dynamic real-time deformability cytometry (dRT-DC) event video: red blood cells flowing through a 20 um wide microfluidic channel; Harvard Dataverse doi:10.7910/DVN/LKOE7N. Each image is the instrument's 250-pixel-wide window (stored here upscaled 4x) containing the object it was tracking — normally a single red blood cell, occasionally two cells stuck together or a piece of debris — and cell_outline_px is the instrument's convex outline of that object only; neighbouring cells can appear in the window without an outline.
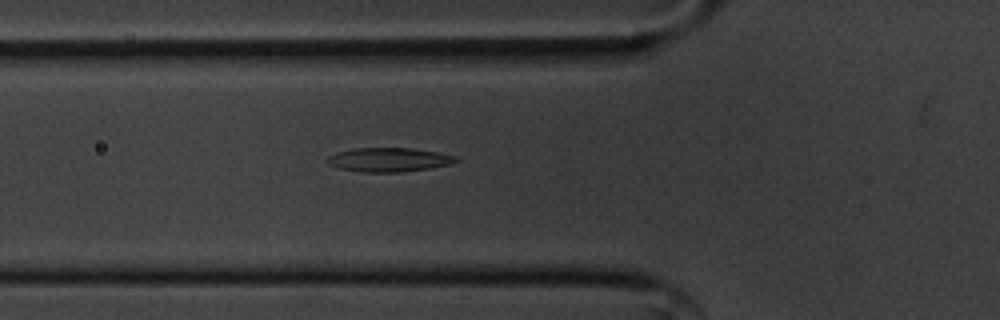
{"species": "common noctule bat (a hibernating species)", "species_latin": "Nyctalus noctula", "temperature_condition": "cold", "stored_images_in_passage": 41, "camera_frame_rate_fps": 3000, "um_per_image_px": 0.085, "animal": {"sex": "male", "body_mass_g": 20.1, "forearm_length_mm": 53.5}, "frame": {"image": 1, "passage_image": 5, "time_ms": 1.333, "image_size_px": [1000, 320], "cell_outline_px": [[460, 160], [452, 164], [432, 168], [400, 172], [360, 172], [340, 168], [328, 164], [328, 156], [336, 152], [356, 148], [412, 148], [436, 152], [456, 156]], "centroid_in_image_um": [33.09, 13.58], "position_along_channel_um": 92.7, "area_um2": 18.03}}
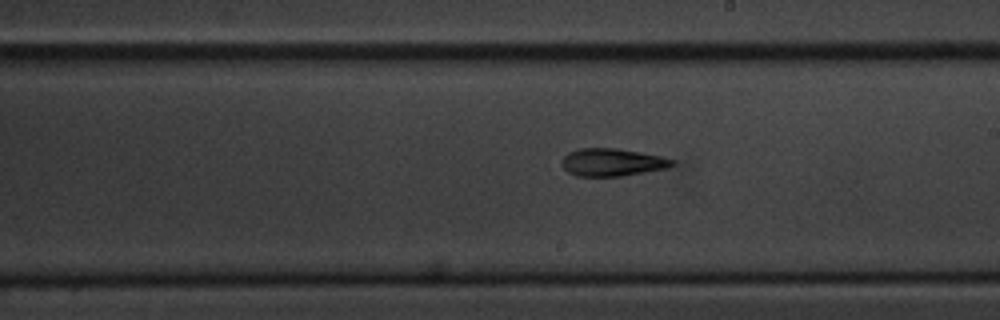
{"frame": {"image": 2, "passage_image": 17, "time_ms": 5.333, "image_size_px": [1000, 320], "cell_outline_px": [[676, 164], [668, 168], [620, 176], [576, 176], [568, 172], [564, 168], [564, 156], [568, 152], [580, 148], [616, 148], [640, 152], [660, 156], [676, 160]], "centroid_in_image_um": [52.08, 13.79], "position_along_channel_um": 236.9, "area_um2": 17.69}}
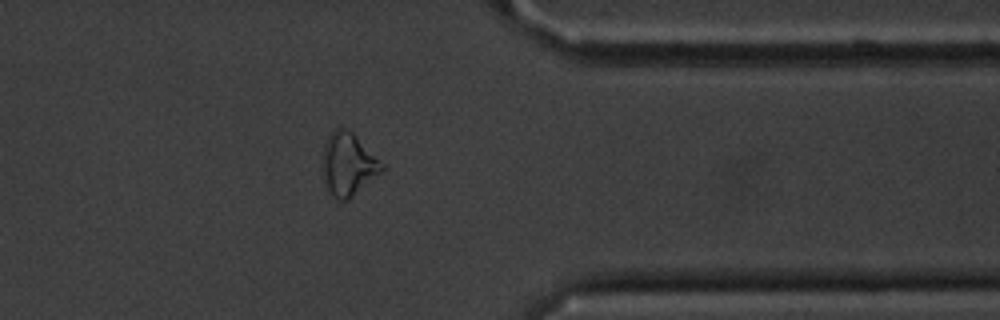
{"frame": {"image": 3, "passage_image": 30, "time_ms": 9.667, "image_size_px": [1000, 320], "cell_outline_px": [[384, 168], [380, 172], [348, 200], [340, 200], [328, 192], [324, 180], [324, 144], [328, 136], [336, 128], [344, 128], [352, 132], [384, 164]], "centroid_in_image_um": [29.59, 13.96], "position_along_channel_um": 381.8, "area_um2": 21.04}, "authors_computed_cell_mechanics": {"area_um2": 18.0336, "velocity_mm_per_s": 3.5969, "shape_relaxation_time_tau1_ms": 6.2398, "shape_relaxation_time_tau2_ms": 4.2614, "deformation_change_tau1": 0.1599, "deformation_change_tau2": 0.1332}}